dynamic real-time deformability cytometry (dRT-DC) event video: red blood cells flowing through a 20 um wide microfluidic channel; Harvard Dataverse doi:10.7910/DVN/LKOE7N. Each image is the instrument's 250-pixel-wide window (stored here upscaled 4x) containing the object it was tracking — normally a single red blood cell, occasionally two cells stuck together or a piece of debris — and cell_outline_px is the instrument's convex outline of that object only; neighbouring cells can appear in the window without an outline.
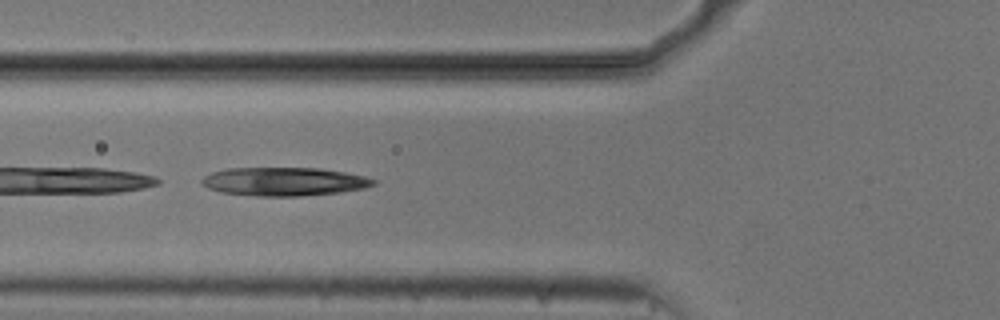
{"species": "common noctule bat (a hibernating species)", "species_latin": "Nyctalus noctula", "temperature_condition": "cold", "stored_images_in_passage": 39, "camera_frame_rate_fps": 3000, "um_per_image_px": 0.085, "animal": {"sex": "male", "body_mass_g": 20.5, "forearm_length_mm": 52.5}, "frame": {"image": 1, "passage_image": 8, "time_ms": 2.333, "image_size_px": [1000, 320], "cell_outline_px": [[376, 184], [364, 188], [340, 192], [300, 196], [256, 196], [220, 192], [208, 188], [200, 184], [200, 180], [204, 176], [212, 172], [228, 168], [320, 168], [344, 172], [364, 176], [376, 180]], "centroid_in_image_um": [24.12, 15.43], "position_along_channel_um": 101.7, "area_um2": 28.55}}
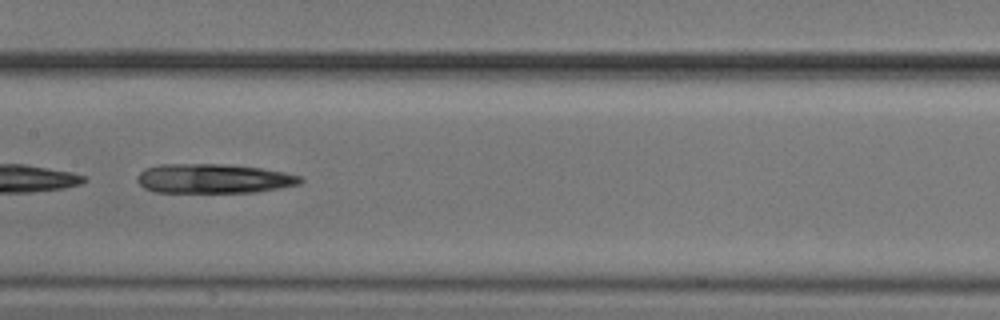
{"frame": {"image": 2, "passage_image": 15, "time_ms": 4.667, "image_size_px": [1000, 320], "cell_outline_px": [[304, 180], [300, 184], [280, 188], [256, 192], [156, 192], [144, 188], [136, 180], [136, 176], [144, 168], [160, 164], [224, 164], [260, 168], [284, 172], [300, 176]], "centroid_in_image_um": [18.13, 15.18], "position_along_channel_um": 189.3, "area_um2": 28.03}}
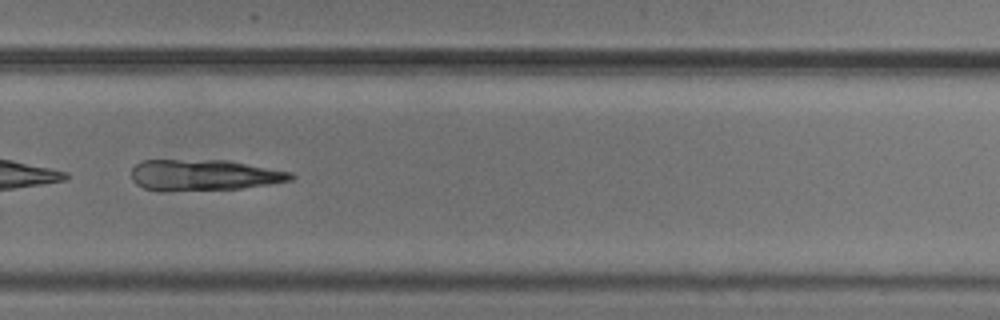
{"frame": {"image": 3, "passage_image": 25, "time_ms": 8.0, "image_size_px": [1000, 320], "cell_outline_px": [[296, 176], [292, 180], [268, 184], [240, 188], [164, 192], [160, 192], [144, 188], [136, 184], [132, 180], [132, 168], [140, 160], [228, 160], [292, 172]], "centroid_in_image_um": [17.3, 14.89], "position_along_channel_um": 312.5, "area_um2": 29.19}}